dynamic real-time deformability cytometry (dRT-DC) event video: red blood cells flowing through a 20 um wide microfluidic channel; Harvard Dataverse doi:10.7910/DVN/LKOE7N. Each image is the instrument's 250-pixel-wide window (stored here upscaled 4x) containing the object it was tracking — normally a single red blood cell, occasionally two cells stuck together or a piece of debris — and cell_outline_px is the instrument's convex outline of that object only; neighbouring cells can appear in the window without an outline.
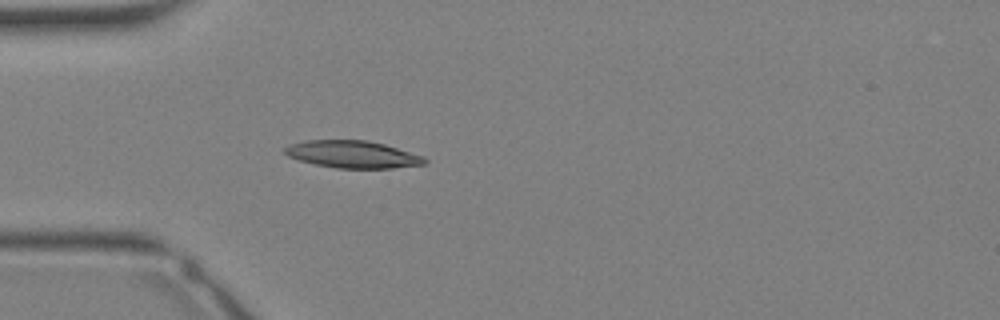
{"species": "Egyptian fruit bat (a non-hibernating species)", "species_latin": "Rousettus aegyptiacus", "temperature_condition": "warm", "stored_images_in_passage": 26, "camera_frame_rate_fps": 3000, "um_per_image_px": 0.085, "animal": {"sex": "female"}, "frame": {"image": 1, "passage_image": 2, "time_ms": 0.333, "image_size_px": [1000, 320], "cell_outline_px": [[428, 160], [424, 164], [392, 168], [336, 168], [316, 164], [300, 160], [288, 156], [284, 152], [284, 148], [292, 144], [304, 140], [368, 140], [384, 144], [424, 156]], "centroid_in_image_um": [29.99, 13.11], "position_along_channel_um": 55.0, "area_um2": 22.08}}
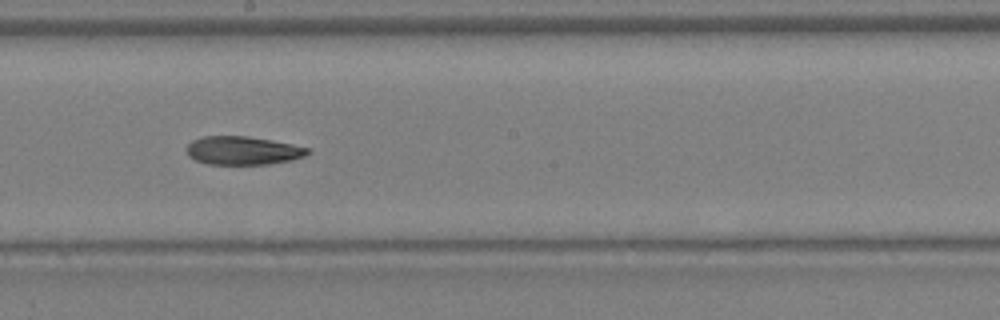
{"frame": {"image": 2, "passage_image": 11, "time_ms": 3.333, "image_size_px": [1000, 320], "cell_outline_px": [[312, 152], [304, 156], [292, 160], [268, 164], [208, 164], [196, 160], [188, 156], [188, 144], [192, 140], [204, 136], [248, 136], [272, 140], [292, 144], [308, 148]], "centroid_in_image_um": [20.66, 12.79], "position_along_channel_um": 227.5, "area_um2": 20.0}}
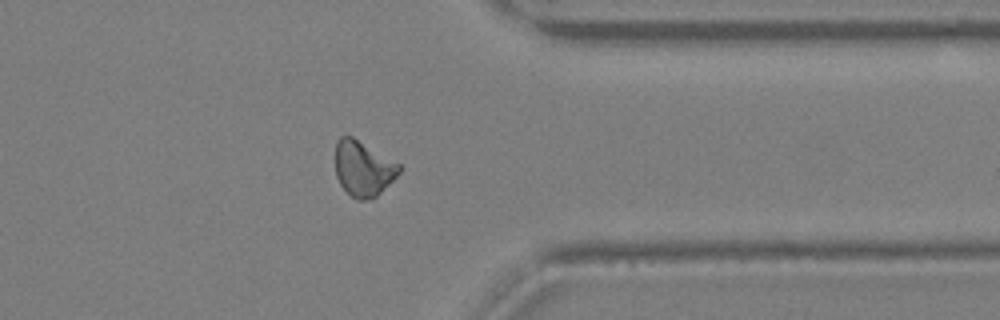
{"frame": {"image": 3, "passage_image": 19, "time_ms": 6.0, "image_size_px": [1000, 320], "cell_outline_px": [[400, 172], [372, 200], [356, 200], [340, 184], [336, 176], [336, 144], [340, 136], [352, 136], [400, 164]], "centroid_in_image_um": [30.86, 14.33], "position_along_channel_um": 380.5, "area_um2": 20.29}}